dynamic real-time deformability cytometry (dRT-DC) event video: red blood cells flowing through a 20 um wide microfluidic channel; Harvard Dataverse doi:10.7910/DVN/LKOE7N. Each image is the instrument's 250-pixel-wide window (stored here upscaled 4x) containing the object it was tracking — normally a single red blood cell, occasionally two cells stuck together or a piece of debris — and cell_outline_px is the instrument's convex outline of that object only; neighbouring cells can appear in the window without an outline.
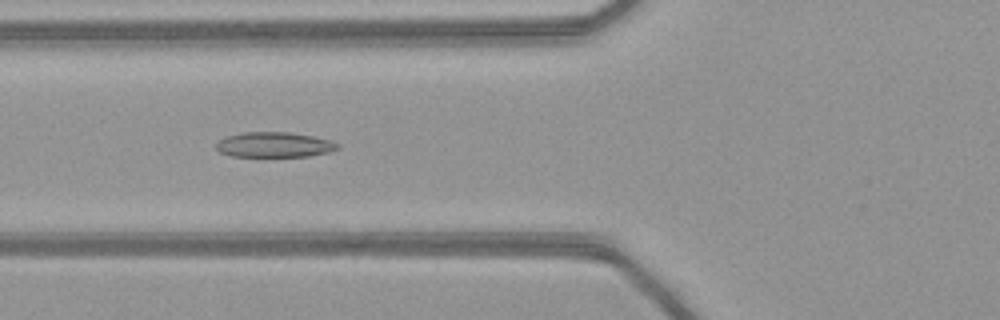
{"species": "common noctule bat (a hibernating species)", "species_latin": "Nyctalus noctula", "temperature_condition": "warm", "stored_images_in_passage": 48, "camera_frame_rate_fps": 3000, "um_per_image_px": 0.085, "animal": {"sex": "female", "body_mass_g": 21.9}, "frame": {"image": 1, "passage_image": 17, "time_ms": 5.333, "image_size_px": [1000, 320], "cell_outline_px": [[340, 148], [328, 152], [308, 156], [232, 156], [220, 152], [216, 148], [216, 144], [220, 140], [228, 136], [244, 132], [288, 132], [312, 136], [332, 140], [340, 144]], "centroid_in_image_um": [23.35, 12.3], "position_along_channel_um": 102.4, "area_um2": 17.69}}
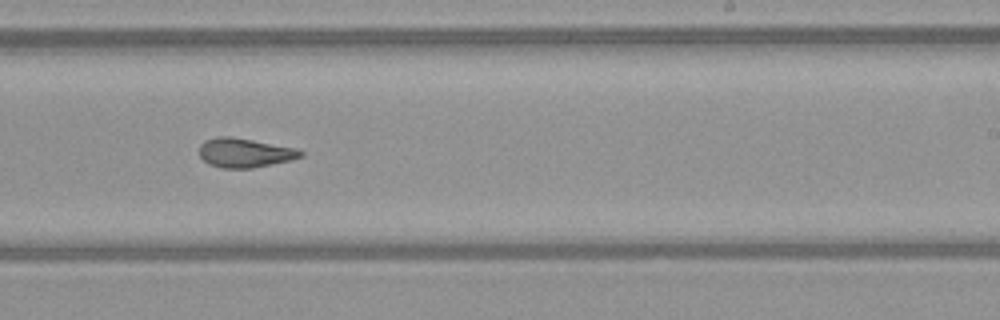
{"frame": {"image": 2, "passage_image": 29, "time_ms": 9.333, "image_size_px": [1000, 320], "cell_outline_px": [[304, 156], [292, 160], [252, 168], [220, 168], [208, 164], [200, 156], [200, 144], [204, 140], [216, 136], [228, 136], [252, 140], [296, 148], [304, 152]], "centroid_in_image_um": [20.8, 12.99], "position_along_channel_um": 268.2, "area_um2": 17.34}}
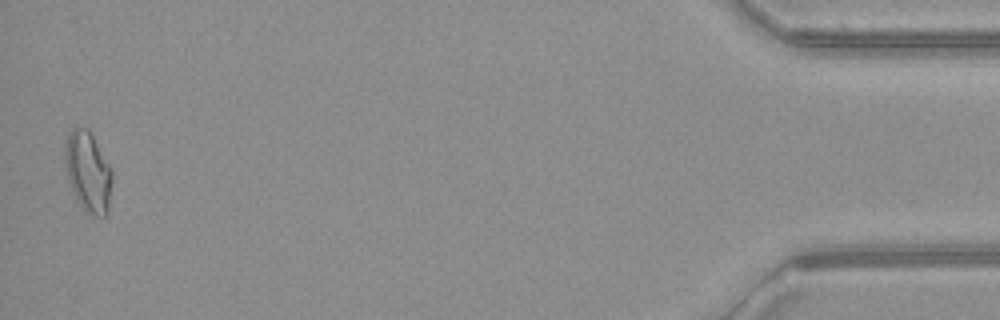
{"frame": {"image": 3, "passage_image": 47, "time_ms": 15.333, "image_size_px": [1000, 320], "cell_outline_px": [[112, 180], [108, 212], [104, 216], [96, 216], [88, 212], [76, 200], [68, 180], [64, 156], [64, 144], [68, 132], [72, 128], [88, 128], [112, 168]], "centroid_in_image_um": [7.48, 14.57], "position_along_channel_um": 427.7, "area_um2": 22.2}, "authors_computed_cell_mechanics": {"area_um2": 18.207, "velocity_mm_per_s": 4.1336, "shape_relaxation_time_tau1_ms": 8.4014, "shape_relaxation_time_tau2_ms": 2.1884, "deformation_change_tau1": 0.2198, "deformation_change_tau2": 0.0867}}